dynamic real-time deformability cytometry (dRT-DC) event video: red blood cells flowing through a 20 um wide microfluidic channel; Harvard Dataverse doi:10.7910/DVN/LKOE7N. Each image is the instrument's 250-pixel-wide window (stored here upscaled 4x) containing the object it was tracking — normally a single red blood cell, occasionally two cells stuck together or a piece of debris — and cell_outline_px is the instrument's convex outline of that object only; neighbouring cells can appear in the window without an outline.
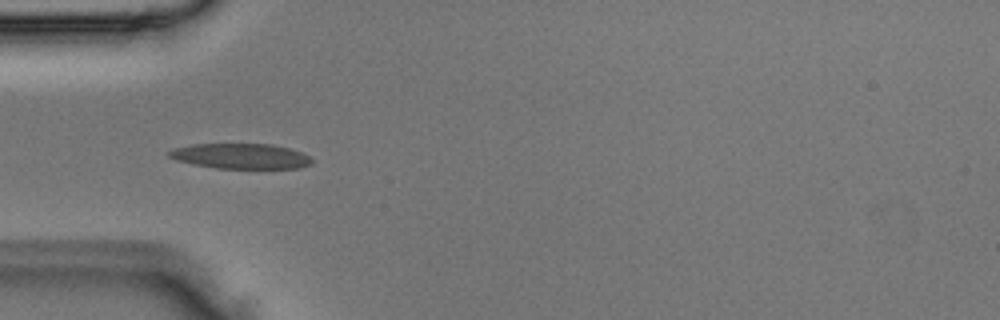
{"species": "Egyptian fruit bat (a non-hibernating species)", "species_latin": "Rousettus aegyptiacus", "temperature_condition": "room temperature", "stored_images_in_passage": 3, "camera_frame_rate_fps": 3000, "um_per_image_px": 0.085, "animal": {"sex": "male"}, "frame": {"image": 1, "passage_image": 3, "time_ms": 0.667, "image_size_px": [1000, 320], "cell_outline_px": [[312, 164], [300, 168], [216, 168], [176, 160], [168, 156], [168, 152], [172, 148], [192, 144], [272, 144], [304, 152], [312, 160]], "centroid_in_image_um": [20.48, 13.26], "position_along_channel_um": 64.5, "area_um2": 20.98}}